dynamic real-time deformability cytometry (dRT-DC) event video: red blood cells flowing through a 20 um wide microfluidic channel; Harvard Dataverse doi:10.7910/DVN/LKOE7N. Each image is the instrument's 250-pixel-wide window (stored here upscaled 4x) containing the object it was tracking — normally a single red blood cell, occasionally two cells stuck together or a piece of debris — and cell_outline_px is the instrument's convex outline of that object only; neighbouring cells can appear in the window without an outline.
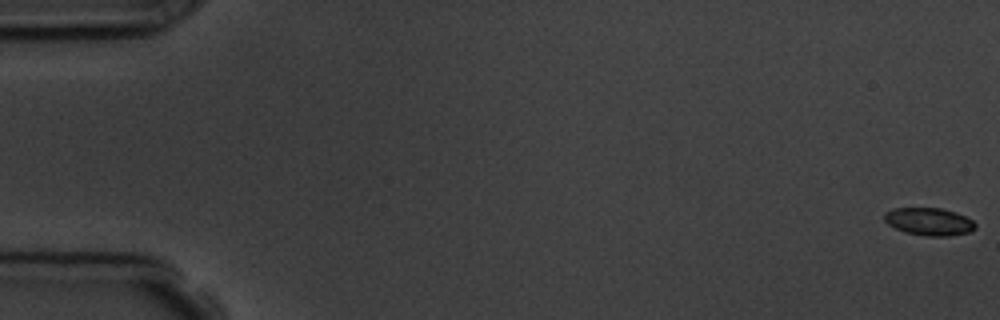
{"species": "common noctule bat (a hibernating species)", "species_latin": "Nyctalus noctula", "temperature_condition": "room temperature", "stored_images_in_passage": 6, "camera_frame_rate_fps": 3000, "um_per_image_px": 0.085, "animal": {"sex": "male", "body_mass_g": 19.5, "forearm_length_mm": 54.6}, "frame": {"image": 1, "passage_image": 1, "time_ms": 0.0, "image_size_px": [1000, 320], "cell_outline_px": [[976, 228], [968, 232], [948, 236], [928, 236], [904, 232], [888, 224], [884, 220], [884, 212], [892, 208], [940, 208], [956, 212], [972, 220], [976, 224]], "centroid_in_image_um": [78.95, 18.83], "position_along_channel_um": 6.1, "area_um2": 14.62}}
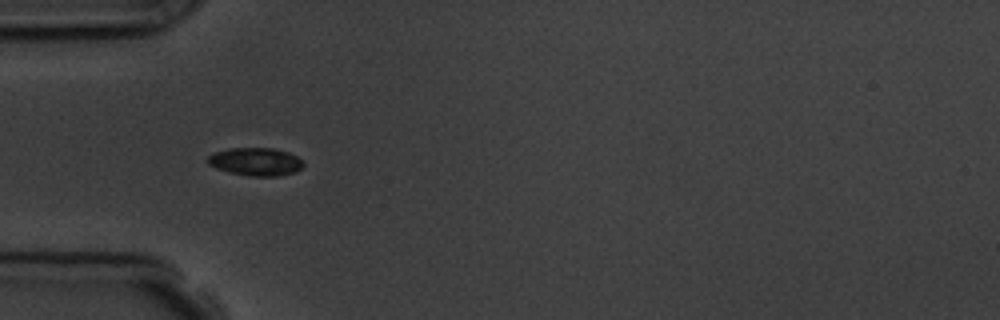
{"frame": {"image": 2, "passage_image": 5, "time_ms": 5.667, "image_size_px": [1000, 320], "cell_outline_px": [[304, 164], [296, 172], [280, 176], [248, 176], [228, 172], [216, 168], [208, 164], [208, 156], [212, 152], [228, 148], [272, 148], [288, 152], [296, 156]], "centroid_in_image_um": [21.7, 13.74], "position_along_channel_um": 63.3, "area_um2": 15.66}}